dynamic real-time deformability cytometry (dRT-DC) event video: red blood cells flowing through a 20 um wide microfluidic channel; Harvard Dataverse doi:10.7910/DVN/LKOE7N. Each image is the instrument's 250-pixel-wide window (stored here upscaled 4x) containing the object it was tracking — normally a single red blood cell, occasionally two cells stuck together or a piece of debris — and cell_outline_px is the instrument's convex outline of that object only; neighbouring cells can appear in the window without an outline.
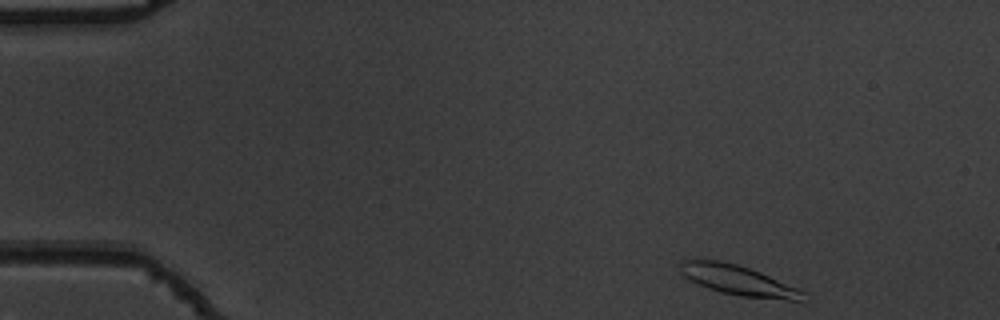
{"species": "common noctule bat (a hibernating species)", "species_latin": "Nyctalus noctula", "temperature_condition": "warm", "stored_images_in_passage": 11, "camera_frame_rate_fps": 3000, "um_per_image_px": 0.085, "animal": {"sex": "male", "body_mass_g": 19.5, "forearm_length_mm": 54.6}, "frame": {"image": 1, "passage_image": 1, "time_ms": 0.0, "image_size_px": [1000, 320], "cell_outline_px": [[804, 292], [800, 300], [788, 300], [740, 296], [720, 292], [708, 288], [684, 276], [680, 272], [680, 260], [720, 260], [736, 264], [760, 272], [796, 288]], "centroid_in_image_um": [62.68, 23.81], "position_along_channel_um": 22.3, "area_um2": 20.87}}